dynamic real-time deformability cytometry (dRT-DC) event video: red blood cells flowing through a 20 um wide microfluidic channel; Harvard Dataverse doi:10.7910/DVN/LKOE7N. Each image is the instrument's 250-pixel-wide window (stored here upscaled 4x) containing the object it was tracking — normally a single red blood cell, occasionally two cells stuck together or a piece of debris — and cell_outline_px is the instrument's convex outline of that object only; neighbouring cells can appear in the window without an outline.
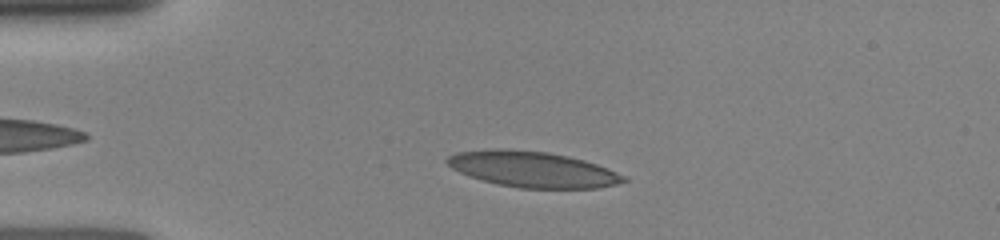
{"species": "human", "species_latin": "Homo sapiens", "temperature_condition": "room temperature", "stored_images_in_passage": 39, "camera_frame_rate_fps": 3000, "um_per_image_px": 0.085, "donor": {"sex": "female"}, "frame": {"image": 1, "passage_image": 9, "time_ms": 2.667, "image_size_px": [1000, 240], "cell_outline_px": [[628, 180], [616, 184], [596, 188], [520, 188], [496, 184], [460, 172], [452, 168], [444, 160], [448, 156], [456, 152], [492, 148], [500, 148], [548, 152], [568, 156], [584, 160], [596, 164], [616, 172], [624, 176]], "centroid_in_image_um": [45.24, 14.38], "position_along_channel_um": 39.8, "area_um2": 36.65}}
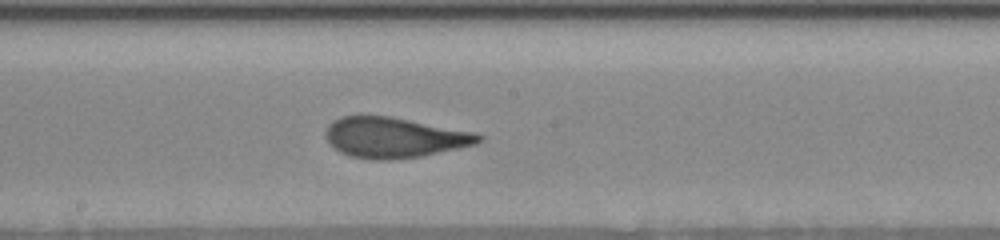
{"frame": {"image": 2, "passage_image": 24, "time_ms": 7.667, "image_size_px": [1000, 240], "cell_outline_px": [[484, 140], [476, 144], [460, 148], [424, 156], [392, 160], [372, 160], [348, 156], [340, 152], [328, 140], [328, 124], [332, 120], [344, 116], [388, 116], [476, 132], [484, 136]], "centroid_in_image_um": [33.58, 11.71], "position_along_channel_um": 214.6, "area_um2": 36.01}}
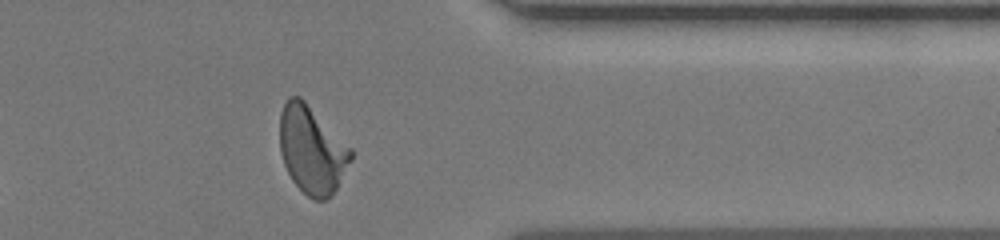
{"frame": {"image": 3, "passage_image": 36, "time_ms": 12.0, "image_size_px": [1000, 240], "cell_outline_px": [[352, 160], [332, 196], [324, 200], [312, 200], [292, 180], [284, 164], [280, 152], [280, 112], [288, 96], [300, 96], [352, 148]], "centroid_in_image_um": [26.51, 12.74], "position_along_channel_um": 384.9, "area_um2": 36.3}}